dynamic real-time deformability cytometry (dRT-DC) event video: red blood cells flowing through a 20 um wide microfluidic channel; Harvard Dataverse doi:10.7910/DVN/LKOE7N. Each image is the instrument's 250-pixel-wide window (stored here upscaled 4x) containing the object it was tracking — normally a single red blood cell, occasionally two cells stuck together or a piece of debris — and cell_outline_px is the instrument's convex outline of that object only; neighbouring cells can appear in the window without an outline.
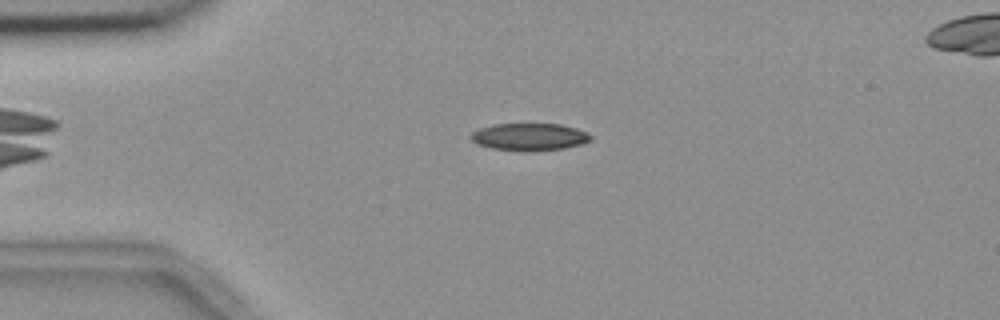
{"species": "common noctule bat (a hibernating species)", "species_latin": "Nyctalus noctula", "temperature_condition": "room temperature", "stored_images_in_passage": 45, "camera_frame_rate_fps": 3000, "um_per_image_px": 0.085, "animal": {"sex": "female", "body_mass_g": 18.4}, "frame": {"image": 1, "passage_image": 3, "time_ms": 0.667, "image_size_px": [1000, 320], "cell_outline_px": [[592, 140], [580, 144], [564, 148], [492, 148], [476, 144], [468, 136], [472, 132], [480, 128], [496, 124], [560, 124], [576, 128], [588, 132], [592, 136]], "centroid_in_image_um": [45.01, 11.58], "position_along_channel_um": 40.0, "area_um2": 18.15}}
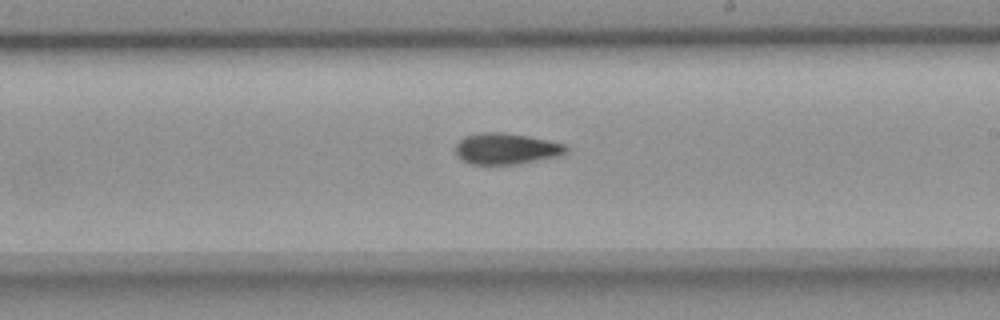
{"frame": {"image": 2, "passage_image": 22, "time_ms": 7.0, "image_size_px": [1000, 320], "cell_outline_px": [[568, 152], [560, 156], [516, 164], [472, 164], [460, 160], [456, 156], [456, 144], [464, 136], [480, 132], [504, 132], [528, 136], [548, 140], [564, 144], [568, 148]], "centroid_in_image_um": [43.01, 12.64], "position_along_channel_um": 246.0, "area_um2": 20.23}}
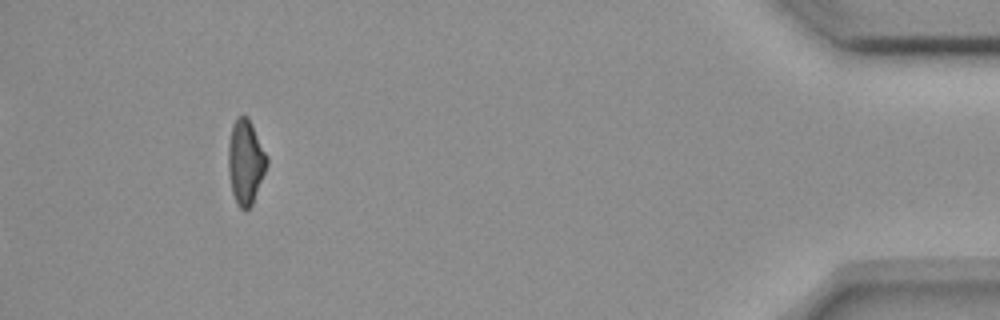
{"frame": {"image": 3, "passage_image": 41, "time_ms": 13.333, "image_size_px": [1000, 320], "cell_outline_px": [[268, 164], [252, 204], [244, 212], [236, 204], [232, 192], [228, 172], [228, 144], [232, 124], [236, 116], [248, 116], [268, 156]], "centroid_in_image_um": [20.86, 13.75], "position_along_channel_um": 414.3, "area_um2": 19.25}, "authors_computed_cell_mechanics": {"area_um2": 19.4208, "velocity_mm_per_s": 3.6887, "shape_relaxation_time_tau1_ms": 9.0254, "shape_relaxation_time_tau2_ms": 9.0338, "deformation_change_tau1": 0.1836, "deformation_change_tau2": 0.1555}}